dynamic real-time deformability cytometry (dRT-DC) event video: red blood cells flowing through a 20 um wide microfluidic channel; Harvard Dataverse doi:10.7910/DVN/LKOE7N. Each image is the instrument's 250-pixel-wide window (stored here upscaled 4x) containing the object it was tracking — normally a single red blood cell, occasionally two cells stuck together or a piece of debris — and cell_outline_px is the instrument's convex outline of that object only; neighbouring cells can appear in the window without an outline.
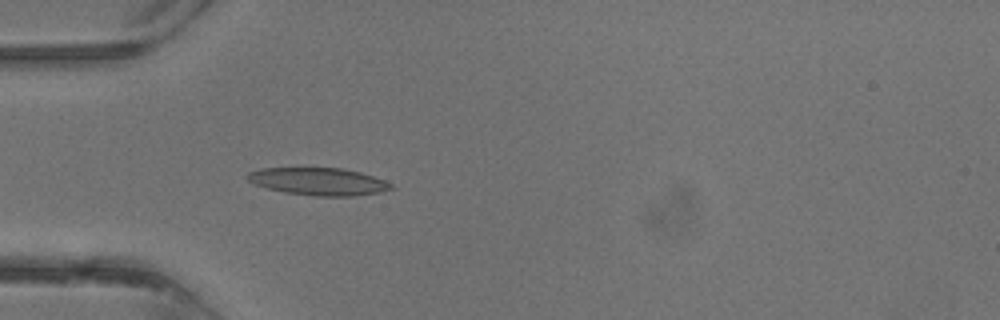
{"species": "common noctule bat (a hibernating species)", "species_latin": "Nyctalus noctula", "temperature_condition": "warm", "stored_images_in_passage": 36, "camera_frame_rate_fps": 3000, "um_per_image_px": 0.085, "animal": {"sex": "male", "body_mass_g": 13.3}, "frame": {"image": 1, "passage_image": 11, "time_ms": 3.333, "image_size_px": [1000, 320], "cell_outline_px": [[396, 188], [380, 192], [356, 196], [312, 196], [284, 192], [268, 188], [256, 184], [248, 180], [244, 176], [248, 172], [260, 168], [344, 168], [360, 172], [384, 180], [392, 184]], "centroid_in_image_um": [27.08, 15.43], "position_along_channel_um": 57.9, "area_um2": 23.12}}
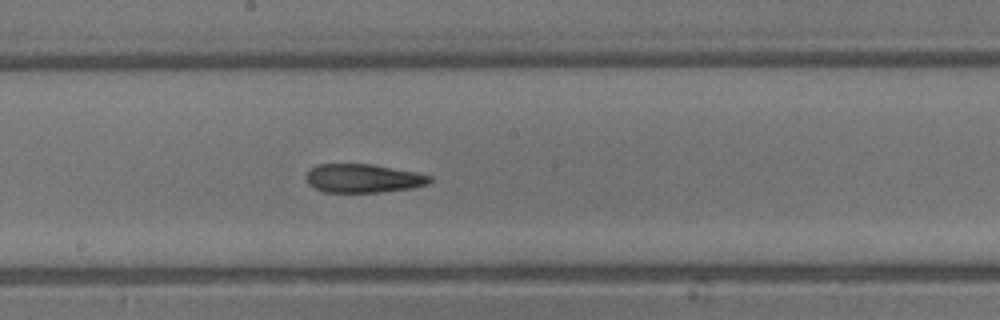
{"frame": {"image": 2, "passage_image": 20, "time_ms": 6.333, "image_size_px": [1000, 320], "cell_outline_px": [[432, 180], [428, 184], [412, 188], [380, 192], [324, 192], [308, 184], [304, 176], [316, 164], [372, 164], [416, 172], [432, 176]], "centroid_in_image_um": [30.87, 15.15], "position_along_channel_um": 217.3, "area_um2": 20.69}}
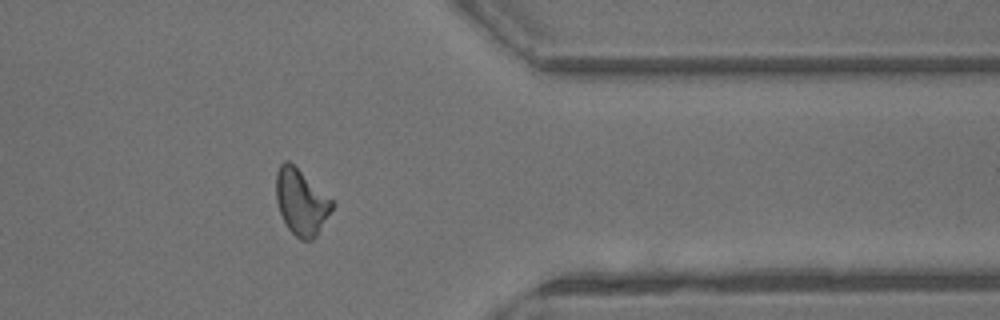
{"frame": {"image": 3, "passage_image": 30, "time_ms": 9.667, "image_size_px": [1000, 320], "cell_outline_px": [[332, 208], [316, 236], [312, 240], [300, 240], [288, 228], [280, 212], [276, 200], [276, 172], [280, 164], [284, 160], [288, 160], [332, 200]], "centroid_in_image_um": [25.56, 17.17], "position_along_channel_um": 385.8, "area_um2": 20.92}}